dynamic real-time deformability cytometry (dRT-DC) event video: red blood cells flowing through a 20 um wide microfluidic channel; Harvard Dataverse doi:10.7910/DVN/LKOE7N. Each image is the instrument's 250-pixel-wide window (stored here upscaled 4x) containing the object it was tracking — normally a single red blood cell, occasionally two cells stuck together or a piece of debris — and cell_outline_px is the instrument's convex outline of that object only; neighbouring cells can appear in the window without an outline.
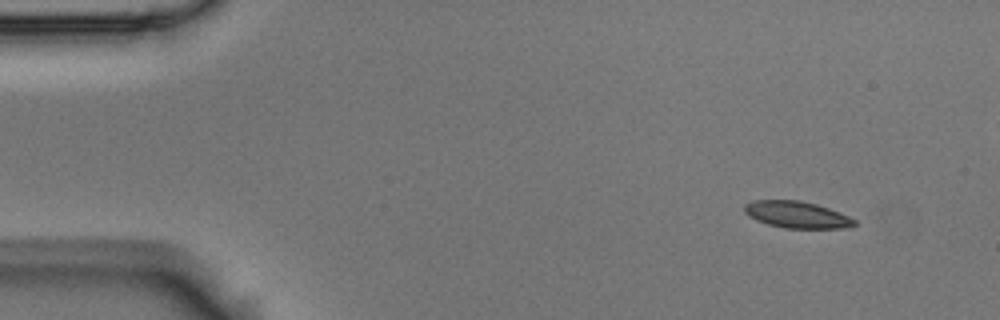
{"species": "Egyptian fruit bat (a non-hibernating species)", "species_latin": "Rousettus aegyptiacus", "temperature_condition": "room temperature", "stored_images_in_passage": 4, "camera_frame_rate_fps": 3000, "um_per_image_px": 0.085, "animal": {"sex": "male"}, "frame": {"image": 1, "passage_image": 1, "time_ms": 0.0, "image_size_px": [1000, 320], "cell_outline_px": [[856, 224], [852, 228], [784, 228], [768, 224], [756, 220], [748, 216], [744, 212], [744, 204], [752, 200], [800, 200], [816, 204], [828, 208], [848, 216], [856, 220]], "centroid_in_image_um": [67.72, 18.25], "position_along_channel_um": 17.3, "area_um2": 17.22}}